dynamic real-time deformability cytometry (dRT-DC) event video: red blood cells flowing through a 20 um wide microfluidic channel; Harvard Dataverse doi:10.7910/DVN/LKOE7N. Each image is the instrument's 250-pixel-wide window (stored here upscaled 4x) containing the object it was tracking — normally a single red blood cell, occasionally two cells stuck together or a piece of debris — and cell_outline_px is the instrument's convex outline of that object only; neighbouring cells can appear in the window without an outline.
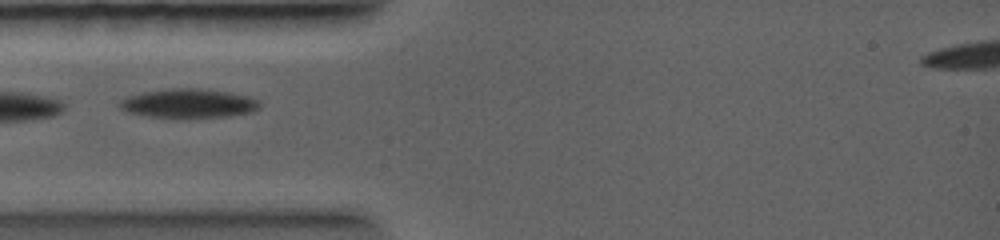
{"species": "common noctule bat (a hibernating species)", "species_latin": "Nyctalus noctula", "temperature_condition": "warm", "stored_images_in_passage": 7, "camera_frame_rate_fps": 5000, "um_per_image_px": 0.085, "animal": {"sex": "female", "body_mass_g": 19.0, "forearm_length_mm": 56.7}, "frame": {"image": 1, "passage_image": 1, "time_ms": 0.0, "image_size_px": [1000, 240], "cell_outline_px": [[260, 108], [252, 112], [228, 116], [188, 120], [172, 120], [148, 116], [128, 112], [120, 108], [120, 100], [128, 96], [144, 92], [176, 88], [200, 88], [228, 92], [248, 96], [256, 100], [260, 104]], "centroid_in_image_um": [16.03, 8.83], "position_along_channel_um": 69.0, "area_um2": 24.39}}
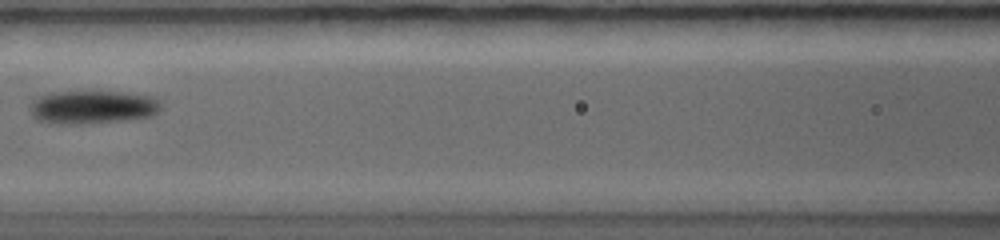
{"frame": {"image": 2, "passage_image": 3, "time_ms": 1.8, "image_size_px": [1000, 240], "cell_outline_px": [[160, 108], [152, 116], [124, 120], [80, 124], [60, 124], [36, 120], [32, 116], [32, 100], [40, 96], [56, 92], [120, 92], [144, 96], [156, 100], [160, 104]], "centroid_in_image_um": [7.81, 9.12], "position_along_channel_um": 158.8, "area_um2": 24.8}}